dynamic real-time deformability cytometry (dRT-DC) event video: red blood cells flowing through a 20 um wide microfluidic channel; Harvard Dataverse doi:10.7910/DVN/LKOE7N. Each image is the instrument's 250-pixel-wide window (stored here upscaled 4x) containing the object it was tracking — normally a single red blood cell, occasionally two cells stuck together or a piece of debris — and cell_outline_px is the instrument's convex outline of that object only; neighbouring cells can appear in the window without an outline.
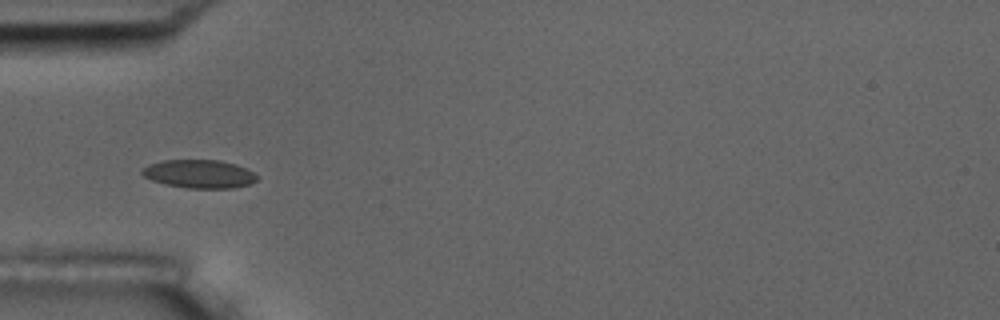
{"species": "common noctule bat (a hibernating species)", "species_latin": "Nyctalus noctula", "temperature_condition": "room temperature", "stored_images_in_passage": 5, "camera_frame_rate_fps": 3000, "um_per_image_px": 0.085, "animal": {"sex": "male", "body_mass_g": 17.5, "forearm_length_mm": 52.3}, "frame": {"image": 1, "passage_image": 5, "time_ms": 4.667, "image_size_px": [1000, 320], "cell_outline_px": [[256, 180], [248, 184], [232, 188], [188, 188], [164, 184], [152, 180], [144, 176], [140, 172], [140, 168], [148, 164], [164, 160], [220, 160], [236, 164], [252, 172], [256, 176]], "centroid_in_image_um": [16.87, 14.77], "position_along_channel_um": 68.1, "area_um2": 18.9}}